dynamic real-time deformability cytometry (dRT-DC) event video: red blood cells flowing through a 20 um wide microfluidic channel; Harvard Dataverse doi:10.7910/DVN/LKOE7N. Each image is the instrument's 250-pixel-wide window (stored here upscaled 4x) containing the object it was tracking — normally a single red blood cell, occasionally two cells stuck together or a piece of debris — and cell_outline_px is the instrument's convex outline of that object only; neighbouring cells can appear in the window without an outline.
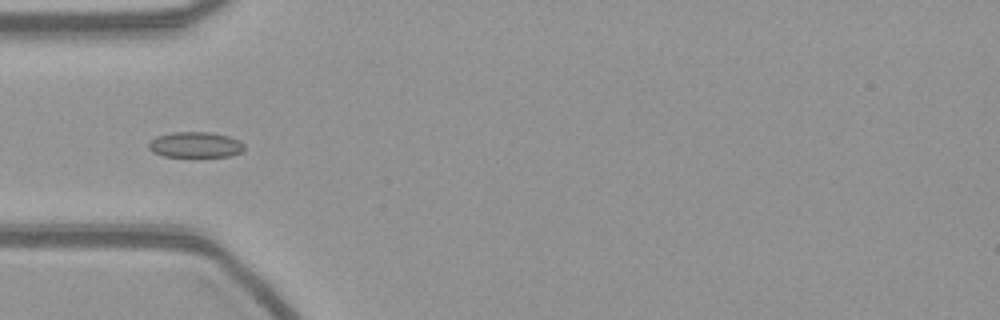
{"species": "common noctule bat (a hibernating species)", "species_latin": "Nyctalus noctula", "temperature_condition": "warm", "stored_images_in_passage": 51, "camera_frame_rate_fps": 3000, "um_per_image_px": 0.085, "animal": {"sex": "female", "body_mass_g": 21.9}, "frame": {"image": 1, "passage_image": 13, "time_ms": 4.0, "image_size_px": [1000, 320], "cell_outline_px": [[244, 152], [228, 156], [164, 156], [152, 152], [148, 148], [148, 144], [156, 136], [172, 132], [212, 132], [228, 136], [240, 140], [244, 144]], "centroid_in_image_um": [16.63, 12.29], "position_along_channel_um": 68.4, "area_um2": 14.33}}
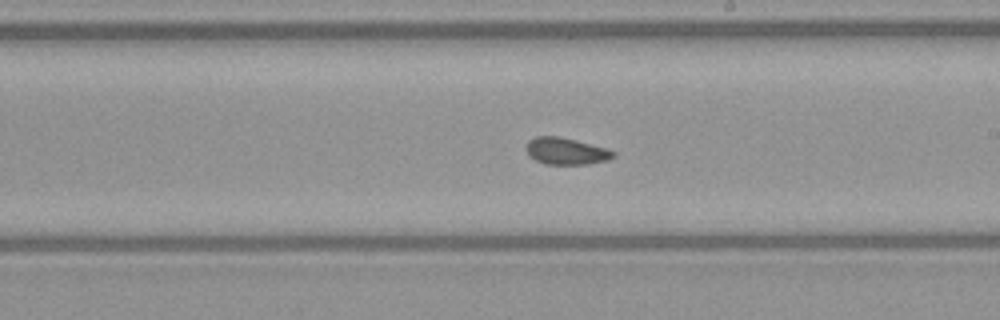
{"frame": {"image": 2, "passage_image": 27, "time_ms": 8.667, "image_size_px": [1000, 320], "cell_outline_px": [[616, 156], [608, 160], [588, 164], [544, 164], [528, 156], [524, 148], [528, 140], [536, 136], [556, 136], [576, 140], [608, 148], [616, 152]], "centroid_in_image_um": [48.11, 12.84], "position_along_channel_um": 240.9, "area_um2": 13.87}}
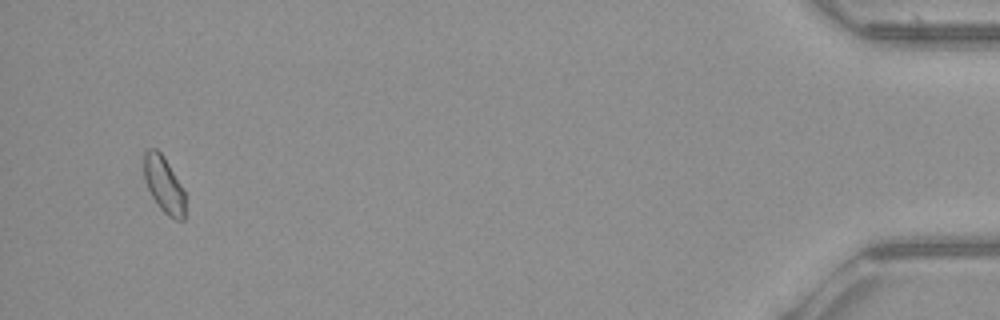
{"frame": {"image": 3, "passage_image": 49, "time_ms": 16.0, "image_size_px": [1000, 320], "cell_outline_px": [[184, 220], [176, 220], [168, 216], [160, 208], [152, 196], [144, 180], [144, 152], [148, 148], [156, 148], [164, 156], [180, 184], [184, 192]], "centroid_in_image_um": [13.91, 15.67], "position_along_channel_um": 421.3, "area_um2": 13.35}}